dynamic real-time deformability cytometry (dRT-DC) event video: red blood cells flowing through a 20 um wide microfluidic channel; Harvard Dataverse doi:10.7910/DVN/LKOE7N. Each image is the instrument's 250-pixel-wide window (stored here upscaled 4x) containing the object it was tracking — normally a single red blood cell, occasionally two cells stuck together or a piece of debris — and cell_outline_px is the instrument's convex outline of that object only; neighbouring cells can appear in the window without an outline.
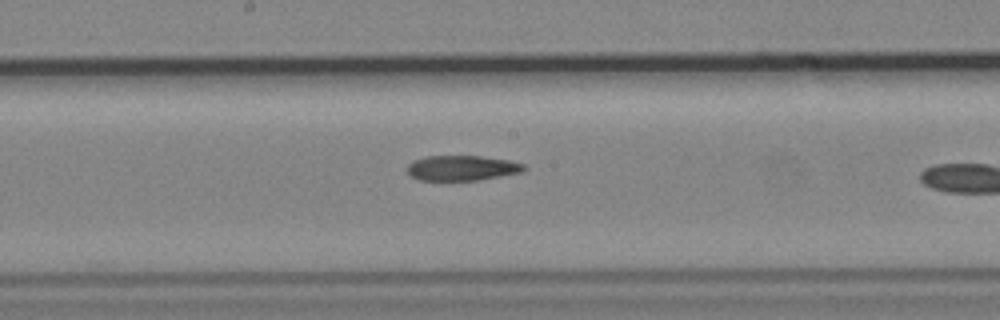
{"species": "common noctule bat (a hibernating species)", "species_latin": "Nyctalus noctula", "temperature_condition": "cold", "stored_images_in_passage": 19, "camera_frame_rate_fps": 3000, "um_per_image_px": 0.085, "animal": {"sex": "male", "body_mass_g": 19.2, "forearm_length_mm": 51.8}, "frame": {"image": 1, "passage_image": 14, "time_ms": 4.333, "image_size_px": [1000, 320], "cell_outline_px": [[524, 168], [520, 172], [480, 180], [420, 180], [412, 176], [408, 172], [408, 164], [412, 160], [424, 156], [480, 156], [508, 160], [524, 164]], "centroid_in_image_um": [39.22, 14.27], "position_along_channel_um": 209.0, "area_um2": 16.94}}